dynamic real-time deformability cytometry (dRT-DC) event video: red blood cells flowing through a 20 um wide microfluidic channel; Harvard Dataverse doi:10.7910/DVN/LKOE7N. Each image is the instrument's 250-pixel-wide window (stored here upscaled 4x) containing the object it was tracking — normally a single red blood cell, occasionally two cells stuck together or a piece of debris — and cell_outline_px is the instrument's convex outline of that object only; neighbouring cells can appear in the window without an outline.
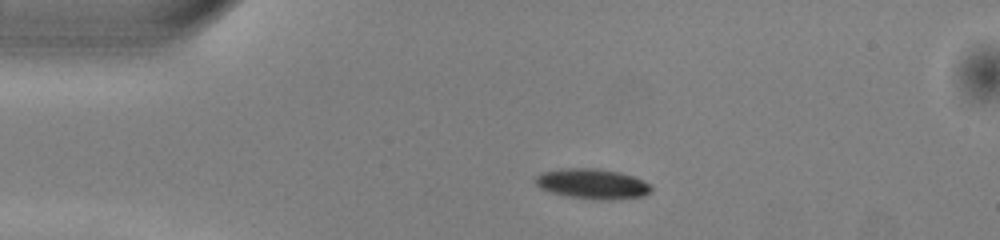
{"species": "common noctule bat (a hibernating species)", "species_latin": "Nyctalus noctula", "temperature_condition": "warm", "stored_images_in_passage": 42, "camera_frame_rate_fps": 3000, "um_per_image_px": 0.085, "animal": {"sex": "male", "body_mass_g": 13.0, "forearm_length_mm": 53.1}, "frame": {"image": 1, "passage_image": 2, "time_ms": 0.333, "image_size_px": [1000, 240], "cell_outline_px": [[652, 192], [644, 196], [612, 200], [568, 196], [548, 192], [540, 188], [536, 184], [536, 176], [540, 172], [560, 168], [596, 168], [620, 172], [632, 176], [648, 184], [652, 188]], "centroid_in_image_um": [50.32, 15.61], "position_along_channel_um": 34.7, "area_um2": 20.29}}
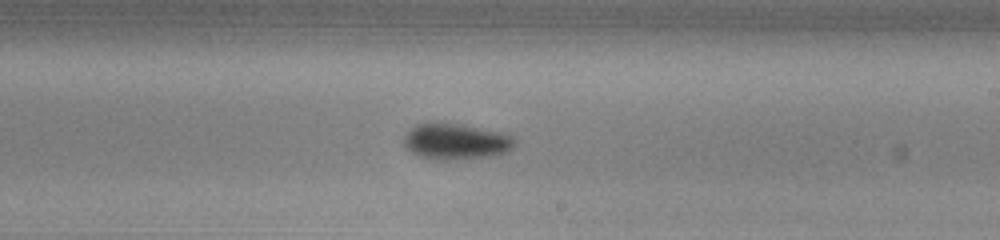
{"frame": {"image": 2, "passage_image": 21, "time_ms": 6.667, "image_size_px": [1000, 240], "cell_outline_px": [[516, 140], [512, 148], [508, 152], [496, 156], [456, 160], [440, 160], [420, 156], [412, 152], [404, 144], [404, 136], [416, 124], [444, 120], [448, 120], [500, 132], [512, 136]], "centroid_in_image_um": [38.78, 12.0], "position_along_channel_um": 250.2, "area_um2": 23.93}}
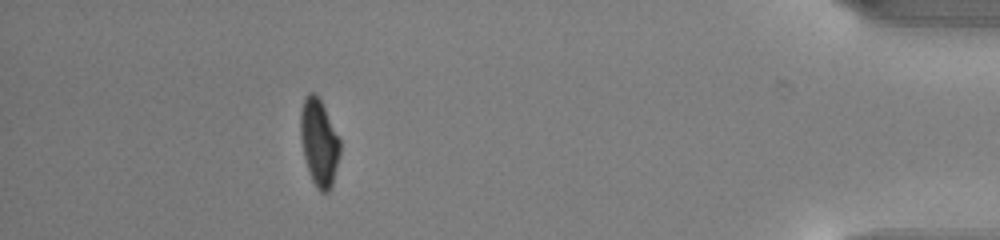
{"frame": {"image": 3, "passage_image": 37, "time_ms": 12.0, "image_size_px": [1000, 240], "cell_outline_px": [[340, 156], [332, 184], [328, 192], [320, 192], [316, 188], [312, 180], [304, 156], [300, 136], [300, 112], [304, 96], [308, 92], [312, 92], [320, 100], [340, 140]], "centroid_in_image_um": [27.11, 12.12], "position_along_channel_um": 408.1, "area_um2": 19.83}, "authors_computed_cell_mechanics": {"area_um2": 21.3571, "velocity_mm_per_s": 4.0433, "shape_relaxation_time_tau1_ms": 2.4647, "shape_relaxation_time_tau2_ms": null, "deformation_change_tau1": 0.1351, "deformation_change_tau2": null}}